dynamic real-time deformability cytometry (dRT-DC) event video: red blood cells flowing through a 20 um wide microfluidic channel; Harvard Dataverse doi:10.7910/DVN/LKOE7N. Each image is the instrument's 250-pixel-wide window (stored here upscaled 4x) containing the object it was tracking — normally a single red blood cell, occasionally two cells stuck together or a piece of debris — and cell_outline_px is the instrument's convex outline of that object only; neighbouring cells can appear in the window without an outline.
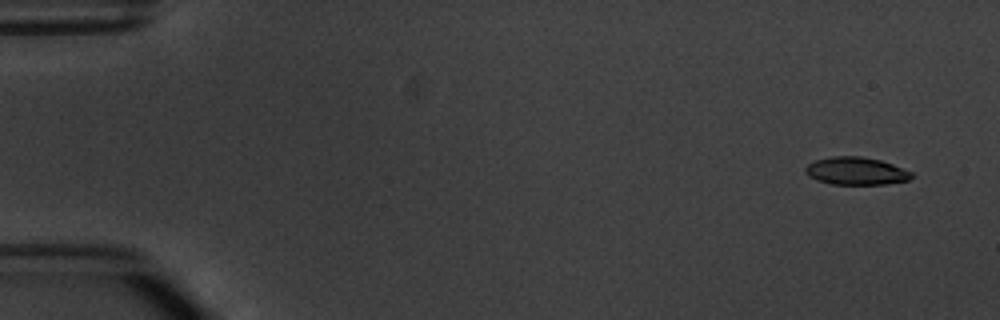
{"species": "common noctule bat (a hibernating species)", "species_latin": "Nyctalus noctula", "temperature_condition": "warm", "stored_images_in_passage": 7, "camera_frame_rate_fps": 3000, "um_per_image_px": 0.085, "animal": {"sex": "male", "body_mass_g": 20.1, "forearm_length_mm": 53.5}, "frame": {"image": 1, "passage_image": 1, "time_ms": 0.0, "image_size_px": [1000, 320], "cell_outline_px": [[912, 176], [908, 180], [884, 184], [832, 184], [816, 180], [808, 176], [804, 172], [804, 168], [808, 164], [816, 160], [832, 156], [860, 156], [880, 160], [892, 164], [912, 172]], "centroid_in_image_um": [72.72, 14.53], "position_along_channel_um": 12.3, "area_um2": 17.05}}